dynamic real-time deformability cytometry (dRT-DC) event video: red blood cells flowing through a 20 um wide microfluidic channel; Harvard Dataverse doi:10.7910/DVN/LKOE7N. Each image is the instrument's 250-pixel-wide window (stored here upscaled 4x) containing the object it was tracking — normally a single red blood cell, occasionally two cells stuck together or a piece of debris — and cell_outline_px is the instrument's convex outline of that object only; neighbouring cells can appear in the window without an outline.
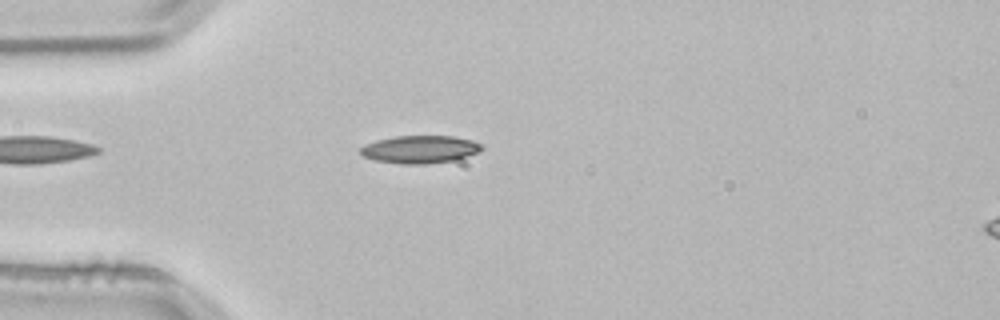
{"species": "common noctule bat (a hibernating species)", "species_latin": "Nyctalus noctula", "temperature_condition": "room temperature", "stored_images_in_passage": 4, "segment_of_instrument_passage": [1, 2], "camera_frame_rate_fps": 3000, "um_per_image_px": 0.085, "animal": {"sex": "male", "body_mass_g": 21.5, "forearm_length_mm": 52.0}, "frame": {"image": 1, "passage_image": 3, "time_ms": 0.667, "image_size_px": [1000, 320], "cell_outline_px": [[484, 148], [480, 152], [456, 160], [428, 164], [404, 164], [376, 160], [364, 156], [360, 152], [360, 148], [364, 144], [376, 140], [396, 136], [456, 136], [472, 140], [484, 144]], "centroid_in_image_um": [35.76, 12.69], "position_along_channel_um": 49.2, "area_um2": 19.83}}